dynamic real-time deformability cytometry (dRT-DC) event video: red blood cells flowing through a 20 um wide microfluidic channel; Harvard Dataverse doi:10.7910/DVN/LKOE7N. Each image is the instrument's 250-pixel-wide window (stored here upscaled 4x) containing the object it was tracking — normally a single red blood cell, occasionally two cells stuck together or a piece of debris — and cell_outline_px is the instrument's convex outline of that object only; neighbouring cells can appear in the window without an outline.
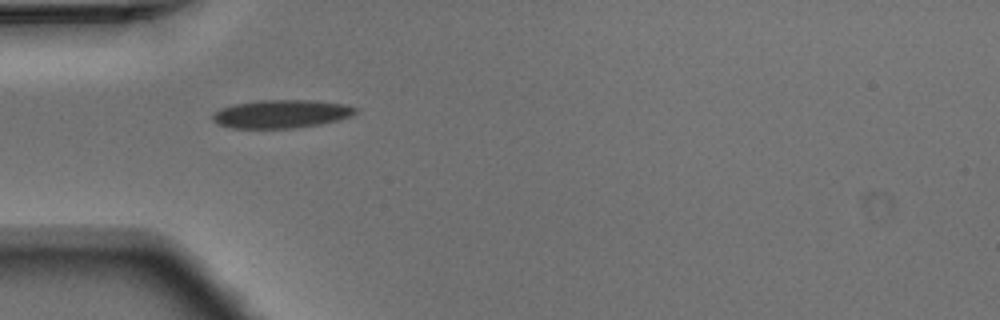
{"species": "Egyptian fruit bat (a non-hibernating species)", "species_latin": "Rousettus aegyptiacus", "temperature_condition": "warm", "stored_images_in_passage": 3, "camera_frame_rate_fps": 3000, "um_per_image_px": 0.085, "animal": {"sex": "male"}, "frame": {"image": 1, "passage_image": 1, "time_ms": 0.0, "image_size_px": [1000, 320], "cell_outline_px": [[360, 112], [352, 116], [320, 124], [296, 128], [232, 128], [216, 124], [212, 120], [212, 116], [220, 108], [236, 104], [260, 100], [312, 100], [344, 104], [356, 108]], "centroid_in_image_um": [23.92, 9.69], "position_along_channel_um": 61.1, "area_um2": 23.52}}
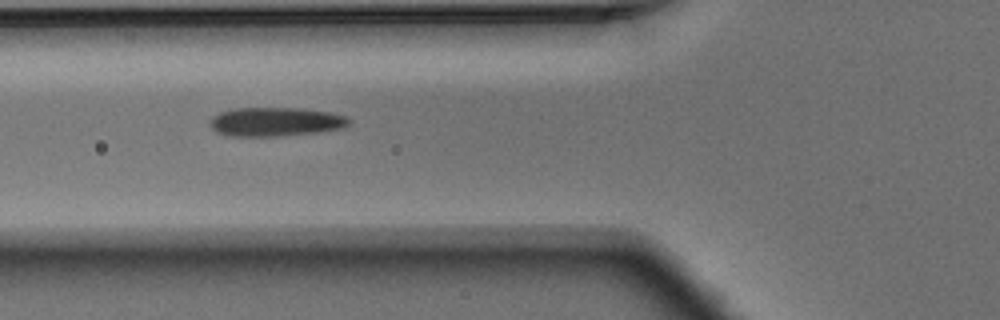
{"frame": {"image": 2, "passage_image": 2, "time_ms": 0.333, "image_size_px": [1000, 320], "cell_outline_px": [[352, 120], [344, 128], [316, 132], [280, 136], [232, 136], [216, 132], [208, 124], [212, 116], [220, 112], [236, 108], [296, 108], [328, 112], [344, 116]], "centroid_in_image_um": [23.38, 10.35], "position_along_channel_um": 102.4, "area_um2": 23.35}}
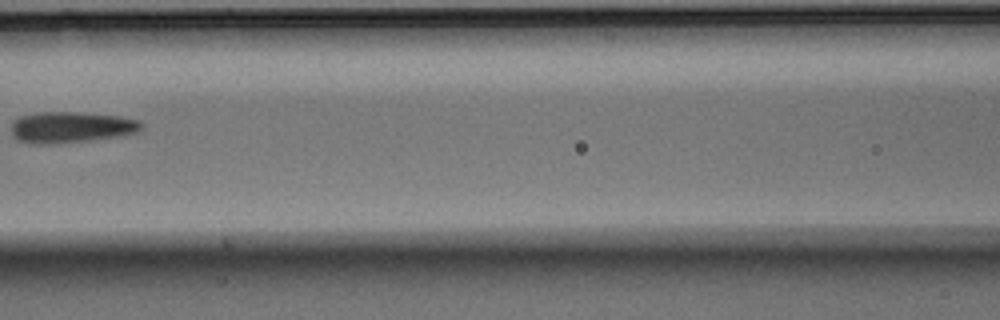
{"frame": {"image": 3, "passage_image": 3, "time_ms": 0.667, "image_size_px": [1000, 320], "cell_outline_px": [[144, 124], [136, 132], [116, 136], [88, 140], [44, 144], [40, 144], [16, 140], [12, 136], [12, 124], [20, 116], [36, 112], [72, 112], [120, 116], [136, 120]], "centroid_in_image_um": [5.99, 10.8], "position_along_channel_um": 160.6, "area_um2": 23.12}}